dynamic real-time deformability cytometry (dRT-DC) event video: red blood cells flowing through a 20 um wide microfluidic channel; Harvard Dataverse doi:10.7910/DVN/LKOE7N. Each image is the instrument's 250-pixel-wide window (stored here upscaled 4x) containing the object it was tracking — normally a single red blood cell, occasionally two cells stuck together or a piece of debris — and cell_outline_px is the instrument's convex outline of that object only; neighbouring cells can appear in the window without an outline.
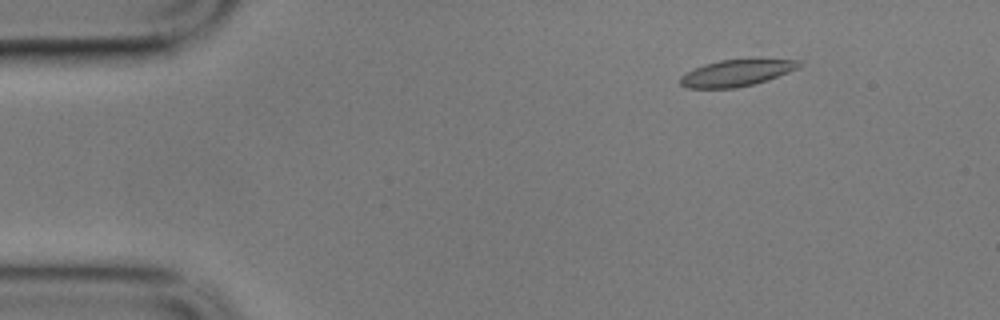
{"species": "common noctule bat (a hibernating species)", "species_latin": "Nyctalus noctula", "temperature_condition": "cold", "stored_images_in_passage": 6, "camera_frame_rate_fps": 3000, "um_per_image_px": 0.085, "animal": {"sex": "male", "body_mass_g": 17.9}, "frame": {"image": 1, "passage_image": 3, "time_ms": 0.667, "image_size_px": [1000, 320], "cell_outline_px": [[800, 68], [768, 80], [736, 88], [688, 88], [680, 84], [680, 76], [704, 64], [720, 60], [800, 60]], "centroid_in_image_um": [62.59, 6.22], "position_along_channel_um": 22.4, "area_um2": 18.03}}